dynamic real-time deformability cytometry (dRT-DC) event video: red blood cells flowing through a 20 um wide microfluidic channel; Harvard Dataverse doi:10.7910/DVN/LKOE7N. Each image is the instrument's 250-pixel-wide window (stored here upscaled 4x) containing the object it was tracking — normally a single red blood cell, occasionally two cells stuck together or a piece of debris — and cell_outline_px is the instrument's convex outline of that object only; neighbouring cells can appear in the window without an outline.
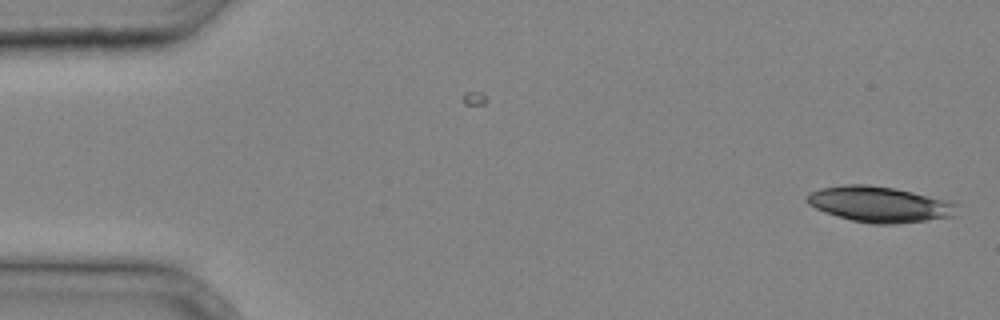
{"species": "common noctule bat (a hibernating species)", "species_latin": "Nyctalus noctula", "temperature_condition": "cold", "stored_images_in_passage": 6, "camera_frame_rate_fps": 3000, "um_per_image_px": 0.085, "animal": {"sex": "male", "body_mass_g": 20.4}, "frame": {"image": 1, "passage_image": 6, "time_ms": 1.667, "image_size_px": [1000, 320], "cell_outline_px": [[956, 204], [952, 216], [896, 224], [872, 224], [852, 220], [836, 216], [824, 212], [808, 204], [804, 200], [804, 196], [808, 192], [820, 188], [844, 184], [868, 184], [896, 188], [956, 200]], "centroid_in_image_um": [74.72, 17.34], "position_along_channel_um": 10.3, "area_um2": 31.67}}